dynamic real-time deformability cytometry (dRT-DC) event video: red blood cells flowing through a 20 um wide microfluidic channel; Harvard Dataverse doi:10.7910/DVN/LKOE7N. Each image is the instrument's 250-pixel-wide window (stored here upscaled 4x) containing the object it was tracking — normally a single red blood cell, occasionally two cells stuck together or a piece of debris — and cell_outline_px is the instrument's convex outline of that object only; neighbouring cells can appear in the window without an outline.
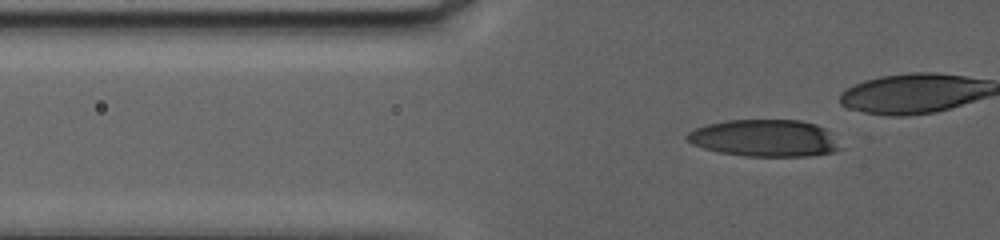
{"species": "human", "species_latin": "Homo sapiens", "temperature_condition": "warm", "stored_images_in_passage": 82, "camera_frame_rate_fps": 3000, "um_per_image_px": 0.085, "donor": {"sex": "female"}, "frame": {"image": 1, "passage_image": 38, "time_ms": 12.333, "image_size_px": [1000, 240], "cell_outline_px": [[844, 148], [832, 152], [812, 156], [744, 156], [720, 152], [704, 148], [692, 144], [684, 136], [692, 128], [704, 124], [724, 120], [800, 120], [816, 124], [824, 128]], "centroid_in_image_um": [64.96, 11.73], "position_along_channel_um": 60.8, "area_um2": 33.29}}
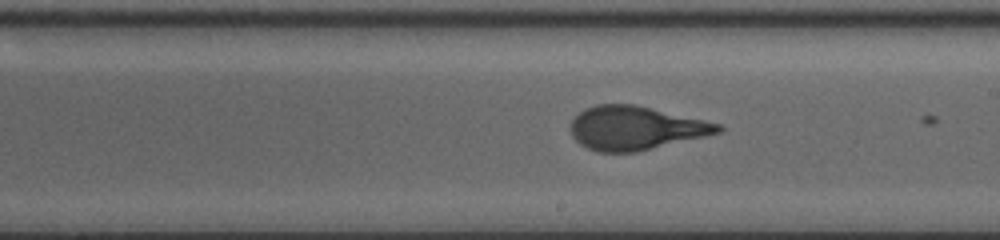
{"frame": {"image": 2, "passage_image": 63, "time_ms": 20.667, "image_size_px": [1000, 240], "cell_outline_px": [[724, 128], [720, 132], [704, 136], [636, 152], [600, 152], [588, 148], [580, 144], [572, 136], [572, 120], [584, 108], [596, 104], [636, 104], [724, 124]], "centroid_in_image_um": [54.05, 10.87], "position_along_channel_um": 235.0, "area_um2": 37.45}}
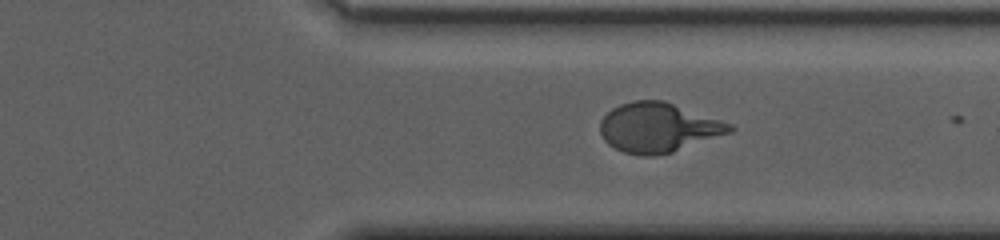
{"frame": {"image": 3, "passage_image": 78, "time_ms": 25.667, "image_size_px": [1000, 240], "cell_outline_px": [[736, 128], [732, 132], [672, 152], [652, 156], [644, 156], [624, 152], [608, 144], [604, 140], [600, 132], [600, 120], [612, 108], [620, 104], [632, 100], [664, 100], [732, 124]], "centroid_in_image_um": [55.95, 10.83], "position_along_channel_um": 355.5, "area_um2": 37.34}}